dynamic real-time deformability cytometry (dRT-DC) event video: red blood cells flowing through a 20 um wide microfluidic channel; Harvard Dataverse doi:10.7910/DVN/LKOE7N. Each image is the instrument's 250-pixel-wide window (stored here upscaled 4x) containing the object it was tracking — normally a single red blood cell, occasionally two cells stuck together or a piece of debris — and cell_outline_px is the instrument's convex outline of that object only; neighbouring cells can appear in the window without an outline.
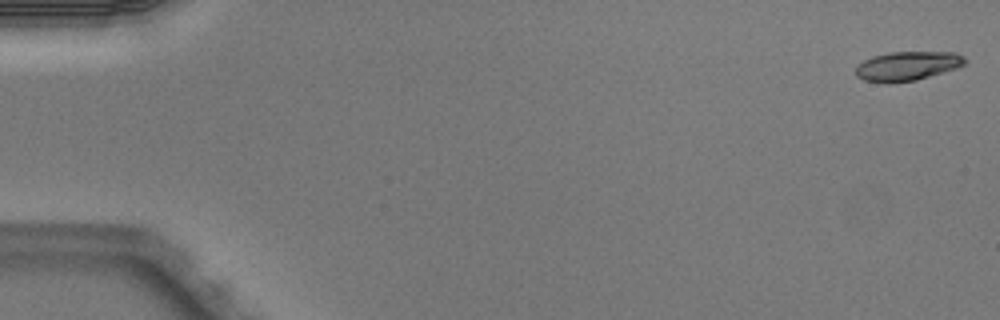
{"species": "Egyptian fruit bat (a non-hibernating species)", "species_latin": "Rousettus aegyptiacus", "temperature_condition": "warm", "stored_images_in_passage": 5, "camera_frame_rate_fps": 3000, "um_per_image_px": 0.085, "animal": {"sex": "male"}, "frame": {"image": 1, "passage_image": 1, "time_ms": 0.0, "image_size_px": [1000, 320], "cell_outline_px": [[968, 60], [964, 64], [956, 68], [916, 80], [888, 84], [864, 80], [856, 76], [856, 64], [872, 56], [888, 52], [956, 52], [964, 56]], "centroid_in_image_um": [77.1, 5.61], "position_along_channel_um": 7.9, "area_um2": 18.79}}
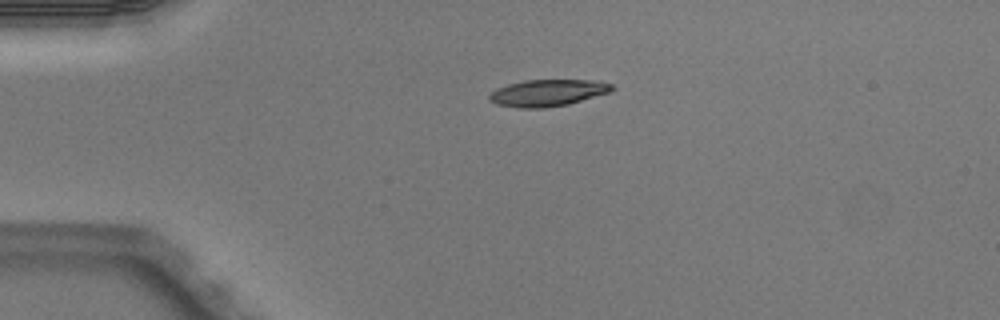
{"frame": {"image": 2, "passage_image": 4, "time_ms": 1.0, "image_size_px": [1000, 320], "cell_outline_px": [[616, 88], [612, 92], [568, 104], [544, 108], [520, 108], [496, 104], [488, 100], [488, 96], [496, 88], [508, 84], [524, 80], [592, 80], [612, 84]], "centroid_in_image_um": [46.56, 7.89], "position_along_channel_um": 38.4, "area_um2": 19.25}}